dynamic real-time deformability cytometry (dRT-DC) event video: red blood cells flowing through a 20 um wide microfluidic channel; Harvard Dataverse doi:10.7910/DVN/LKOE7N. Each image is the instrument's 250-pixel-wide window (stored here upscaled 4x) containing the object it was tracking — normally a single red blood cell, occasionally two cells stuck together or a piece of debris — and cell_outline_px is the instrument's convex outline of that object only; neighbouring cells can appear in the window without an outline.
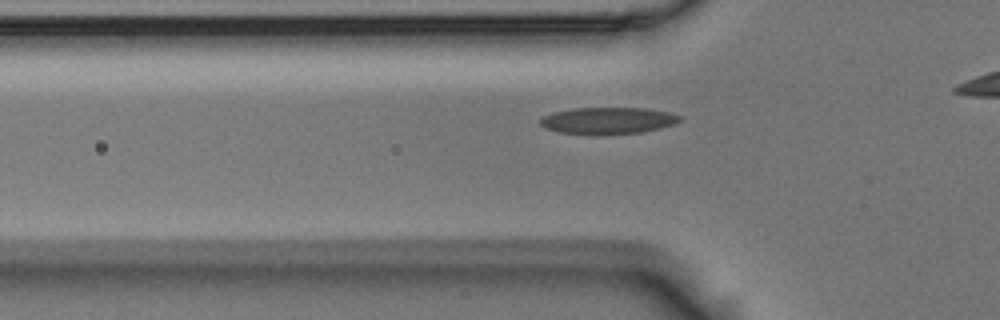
{"species": "Egyptian fruit bat (a non-hibernating species)", "species_latin": "Rousettus aegyptiacus", "temperature_condition": "room temperature", "stored_images_in_passage": 39, "camera_frame_rate_fps": 3000, "um_per_image_px": 0.085, "animal": {"sex": "male"}, "frame": {"image": 1, "passage_image": 12, "time_ms": 3.667, "image_size_px": [1000, 320], "cell_outline_px": [[684, 116], [680, 120], [672, 124], [660, 128], [640, 132], [560, 132], [548, 128], [540, 124], [540, 120], [544, 116], [552, 112], [572, 108], [644, 108], [668, 112]], "centroid_in_image_um": [51.71, 10.2], "position_along_channel_um": 74.1, "area_um2": 20.69}}
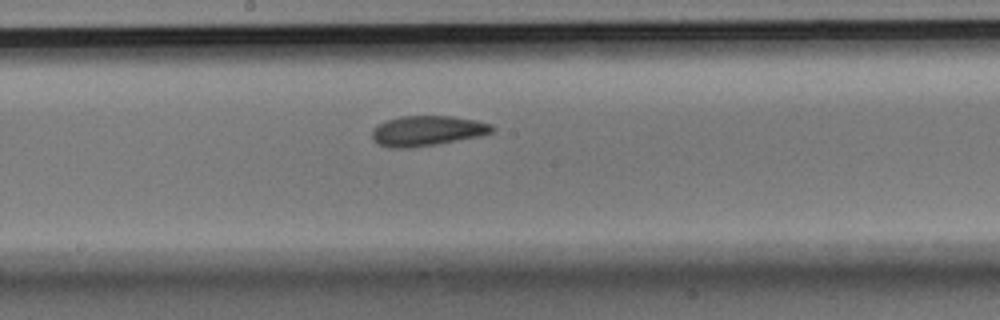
{"frame": {"image": 2, "passage_image": 23, "time_ms": 7.333, "image_size_px": [1000, 320], "cell_outline_px": [[496, 128], [492, 132], [480, 136], [436, 144], [412, 148], [388, 148], [372, 140], [372, 128], [376, 124], [400, 116], [452, 116], [476, 120], [492, 124]], "centroid_in_image_um": [36.29, 11.12], "position_along_channel_um": 211.9, "area_um2": 21.27}}
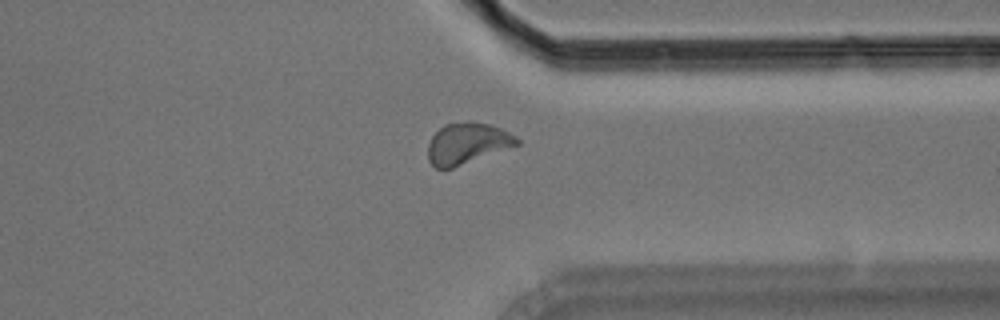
{"frame": {"image": 3, "passage_image": 36, "time_ms": 11.667, "image_size_px": [1000, 320], "cell_outline_px": [[520, 144], [452, 168], [436, 168], [428, 160], [428, 144], [432, 136], [444, 124], [468, 120], [492, 124], [516, 136], [520, 140]], "centroid_in_image_um": [39.71, 12.16], "position_along_channel_um": 371.7, "area_um2": 21.39}}